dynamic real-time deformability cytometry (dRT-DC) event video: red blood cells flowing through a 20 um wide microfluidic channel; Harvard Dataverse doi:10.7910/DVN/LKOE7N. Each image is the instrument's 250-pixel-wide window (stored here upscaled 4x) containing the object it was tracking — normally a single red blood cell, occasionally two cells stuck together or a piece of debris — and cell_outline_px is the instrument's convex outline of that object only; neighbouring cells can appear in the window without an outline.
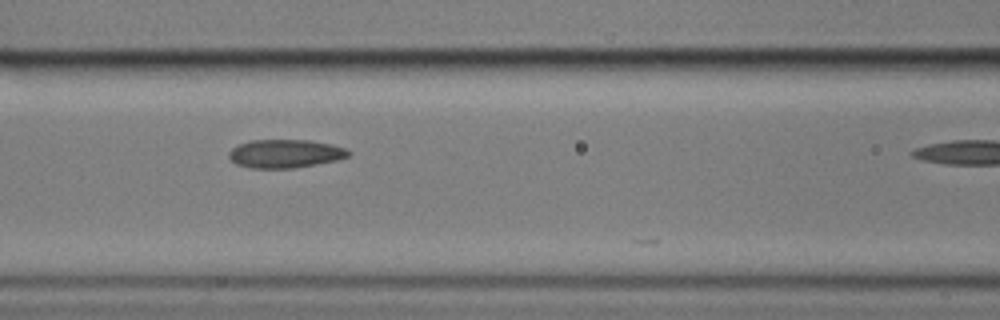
{"species": "common noctule bat (a hibernating species)", "species_latin": "Nyctalus noctula", "temperature_condition": "cold", "stored_images_in_passage": 6, "camera_frame_rate_fps": 3000, "um_per_image_px": 0.085, "animal": {"sex": "male", "body_mass_g": 17.9}, "frame": {"image": 1, "passage_image": 4, "time_ms": 4.333, "image_size_px": [1000, 320], "cell_outline_px": [[352, 152], [348, 156], [336, 160], [316, 164], [292, 168], [248, 168], [236, 164], [228, 156], [228, 152], [232, 148], [248, 140], [308, 140], [332, 144], [348, 148]], "centroid_in_image_um": [24.24, 13.05], "position_along_channel_um": 142.4, "area_um2": 19.88}}
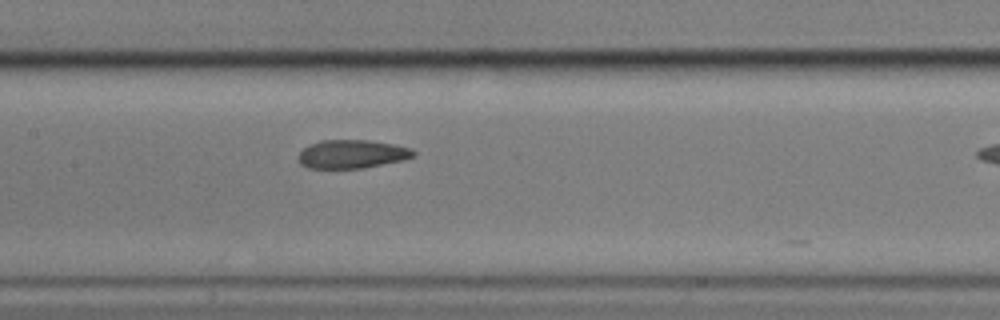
{"frame": {"image": 2, "passage_image": 5, "time_ms": 5.333, "image_size_px": [1000, 320], "cell_outline_px": [[416, 156], [404, 160], [364, 168], [308, 168], [300, 164], [296, 156], [308, 144], [320, 140], [368, 140], [392, 144], [412, 148], [416, 152]], "centroid_in_image_um": [29.91, 13.1], "position_along_channel_um": 177.5, "area_um2": 19.36}}